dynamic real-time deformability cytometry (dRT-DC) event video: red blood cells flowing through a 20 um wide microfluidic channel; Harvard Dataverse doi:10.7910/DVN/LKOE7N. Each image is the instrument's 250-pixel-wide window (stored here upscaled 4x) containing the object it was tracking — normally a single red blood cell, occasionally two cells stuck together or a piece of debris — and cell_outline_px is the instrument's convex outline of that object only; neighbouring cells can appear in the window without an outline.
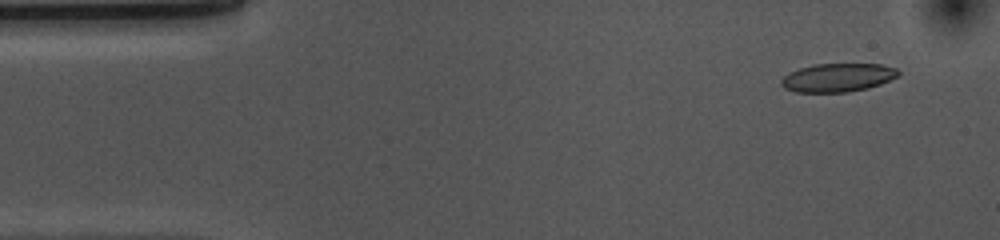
{"species": "common noctule bat (a hibernating species)", "species_latin": "Nyctalus noctula", "temperature_condition": "cold", "stored_images_in_passage": 54, "camera_frame_rate_fps": 3000, "um_per_image_px": 0.085, "animal": {"sex": "female", "body_mass_g": 10.0, "forearm_length_mm": 53.1}, "frame": {"image": 1, "passage_image": 4, "time_ms": 1.0, "image_size_px": [1000, 240], "cell_outline_px": [[900, 72], [896, 76], [880, 84], [868, 88], [848, 92], [796, 92], [784, 88], [780, 84], [780, 80], [788, 72], [812, 64], [880, 64], [896, 68]], "centroid_in_image_um": [71.16, 6.59], "position_along_channel_um": 13.8, "area_um2": 19.42}}
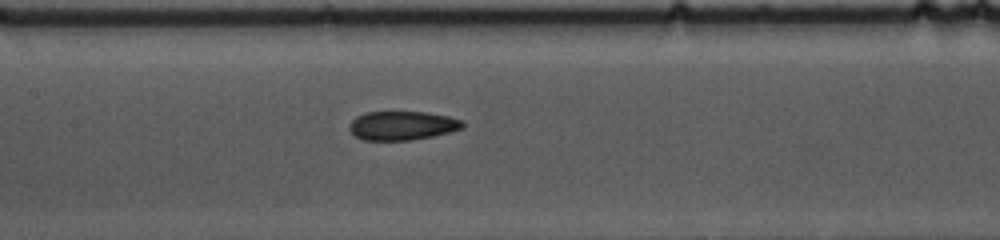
{"frame": {"image": 2, "passage_image": 24, "time_ms": 7.667, "image_size_px": [1000, 240], "cell_outline_px": [[464, 128], [432, 136], [412, 140], [360, 140], [348, 128], [348, 124], [356, 116], [364, 112], [424, 112], [448, 116], [464, 120]], "centroid_in_image_um": [34.17, 10.67], "position_along_channel_um": 173.2, "area_um2": 19.19}}
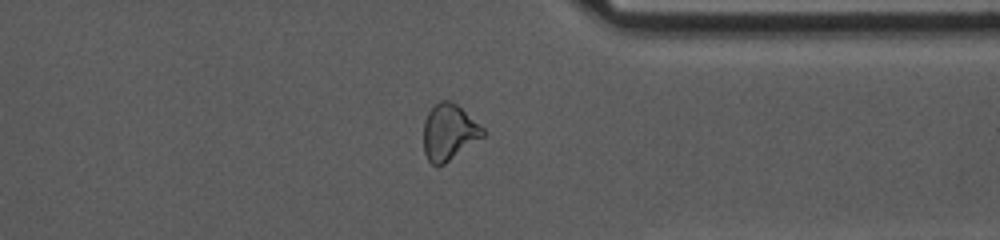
{"frame": {"image": 3, "passage_image": 41, "time_ms": 13.333, "image_size_px": [1000, 240], "cell_outline_px": [[488, 132], [484, 136], [444, 164], [432, 164], [428, 160], [424, 152], [424, 120], [428, 112], [440, 100], [448, 100], [456, 104], [480, 124]], "centroid_in_image_um": [38.18, 11.23], "position_along_channel_um": 373.2, "area_um2": 19.25}, "authors_computed_cell_mechanics": {"area_um2": 20.2011, "velocity_mm_per_s": 3.6542, "shape_relaxation_time_tau1_ms": 5.6714, "shape_relaxation_time_tau2_ms": 2.8148, "deformation_change_tau1": 0.1482, "deformation_change_tau2": 0.0993}}